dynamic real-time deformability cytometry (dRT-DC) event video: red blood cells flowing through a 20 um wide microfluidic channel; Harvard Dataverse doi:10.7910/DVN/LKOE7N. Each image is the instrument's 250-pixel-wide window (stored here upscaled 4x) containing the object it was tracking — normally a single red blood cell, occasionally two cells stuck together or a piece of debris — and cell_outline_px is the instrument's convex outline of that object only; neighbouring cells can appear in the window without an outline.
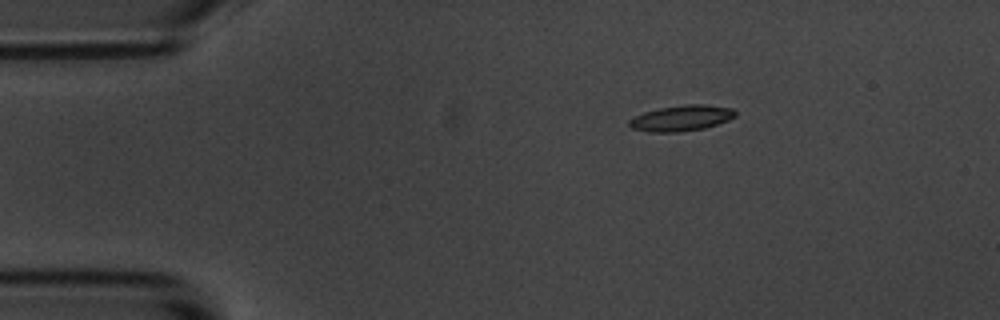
{"species": "common noctule bat (a hibernating species)", "species_latin": "Nyctalus noctula", "temperature_condition": "room temperature", "stored_images_in_passage": 3, "camera_frame_rate_fps": 3000, "um_per_image_px": 0.085, "animal": {"sex": "male", "body_mass_g": 20.1, "forearm_length_mm": 53.5}, "frame": {"image": 1, "passage_image": 1, "time_ms": 0.0, "image_size_px": [1000, 320], "cell_outline_px": [[736, 116], [728, 120], [704, 128], [680, 132], [648, 132], [632, 128], [628, 124], [628, 120], [644, 112], [660, 108], [684, 104], [704, 104], [732, 108], [736, 112]], "centroid_in_image_um": [57.92, 10.04], "position_along_channel_um": 27.1, "area_um2": 15.9}}